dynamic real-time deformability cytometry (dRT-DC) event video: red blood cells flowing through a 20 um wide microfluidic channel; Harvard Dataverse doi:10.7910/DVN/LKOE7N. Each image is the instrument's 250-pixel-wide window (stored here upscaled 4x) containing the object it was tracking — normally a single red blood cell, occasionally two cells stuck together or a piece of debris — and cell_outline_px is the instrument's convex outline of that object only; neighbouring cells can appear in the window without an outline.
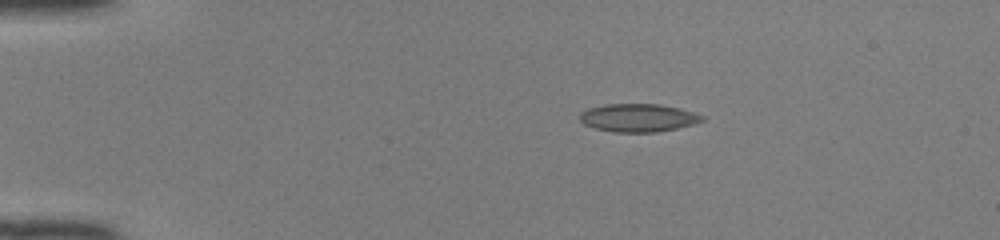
{"species": "common noctule bat (a hibernating species)", "species_latin": "Nyctalus noctula", "temperature_condition": "room temperature", "stored_images_in_passage": 41, "camera_frame_rate_fps": 3000, "um_per_image_px": 0.085, "animal": {"sex": "female", "body_mass_g": 22.0, "forearm_length_mm": 56.7}, "frame": {"image": 1, "passage_image": 1, "time_ms": 0.0, "image_size_px": [1000, 240], "cell_outline_px": [[704, 120], [692, 124], [676, 128], [656, 132], [616, 132], [596, 128], [584, 124], [580, 120], [580, 112], [588, 108], [608, 104], [660, 104], [680, 108], [704, 116]], "centroid_in_image_um": [54.24, 10.0], "position_along_channel_um": 30.8, "area_um2": 19.83}}
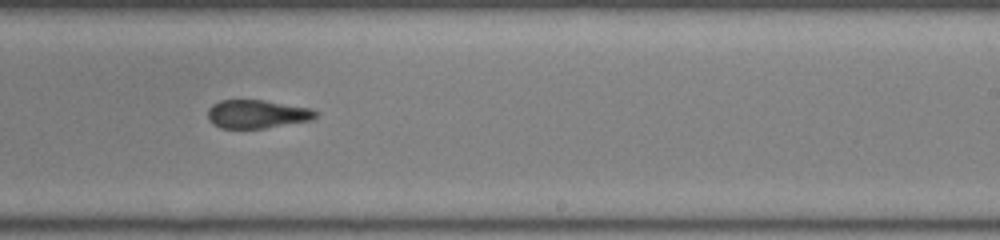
{"frame": {"image": 2, "passage_image": 23, "time_ms": 7.333, "image_size_px": [1000, 240], "cell_outline_px": [[316, 116], [312, 120], [264, 128], [220, 128], [212, 124], [208, 120], [208, 108], [212, 104], [220, 100], [264, 100], [308, 108], [316, 112]], "centroid_in_image_um": [21.78, 9.7], "position_along_channel_um": 267.2, "area_um2": 17.74}}
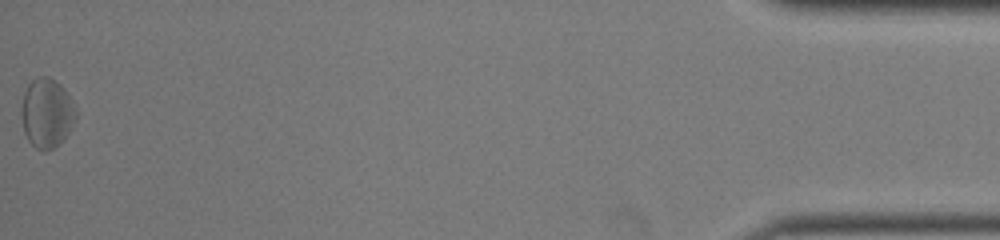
{"frame": {"image": 3, "passage_image": 41, "time_ms": 13.333, "image_size_px": [1000, 240], "cell_outline_px": [[76, 120], [68, 132], [52, 148], [44, 152], [36, 148], [28, 140], [24, 132], [20, 116], [20, 108], [24, 92], [28, 84], [36, 76], [48, 76], [60, 84], [64, 88], [76, 112]], "centroid_in_image_um": [3.92, 9.59], "position_along_channel_um": 431.3, "area_um2": 21.91}, "authors_computed_cell_mechanics": {"area_um2": 19.1896, "velocity_mm_per_s": 4.1489, "shape_relaxation_time_tau1_ms": null, "shape_relaxation_time_tau2_ms": 2.3759, "deformation_change_tau1": null, "deformation_change_tau2": 0.0971}}